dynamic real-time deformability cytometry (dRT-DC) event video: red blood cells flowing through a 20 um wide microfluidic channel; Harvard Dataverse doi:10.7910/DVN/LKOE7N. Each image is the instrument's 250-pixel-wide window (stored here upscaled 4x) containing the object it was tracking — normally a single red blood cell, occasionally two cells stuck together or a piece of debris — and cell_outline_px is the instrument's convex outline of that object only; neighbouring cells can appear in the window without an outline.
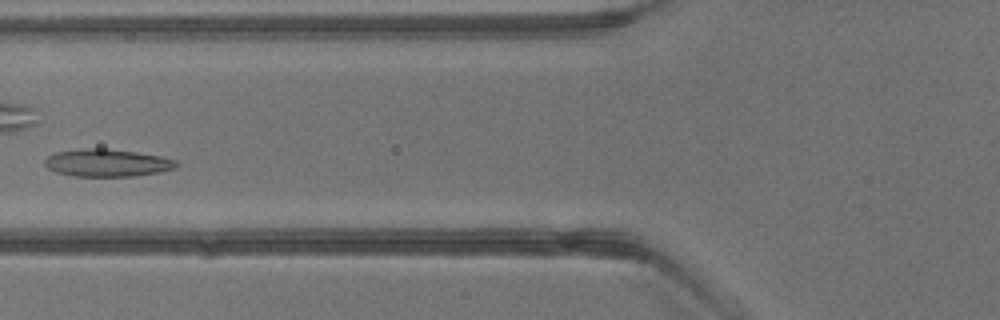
{"species": "common noctule bat (a hibernating species)", "species_latin": "Nyctalus noctula", "temperature_condition": "warm", "stored_images_in_passage": 4, "camera_frame_rate_fps": 3000, "um_per_image_px": 0.085, "animal": {"sex": "male", "body_mass_g": 13.3}, "frame": {"image": 1, "passage_image": 4, "time_ms": 3.333, "image_size_px": [1000, 320], "cell_outline_px": [[180, 164], [176, 168], [160, 172], [136, 176], [72, 176], [56, 172], [48, 168], [44, 164], [44, 160], [48, 156], [56, 152], [80, 148], [104, 148], [136, 152], [160, 156], [180, 160]], "centroid_in_image_um": [9.15, 13.84], "position_along_channel_um": 116.7, "area_um2": 21.39}}